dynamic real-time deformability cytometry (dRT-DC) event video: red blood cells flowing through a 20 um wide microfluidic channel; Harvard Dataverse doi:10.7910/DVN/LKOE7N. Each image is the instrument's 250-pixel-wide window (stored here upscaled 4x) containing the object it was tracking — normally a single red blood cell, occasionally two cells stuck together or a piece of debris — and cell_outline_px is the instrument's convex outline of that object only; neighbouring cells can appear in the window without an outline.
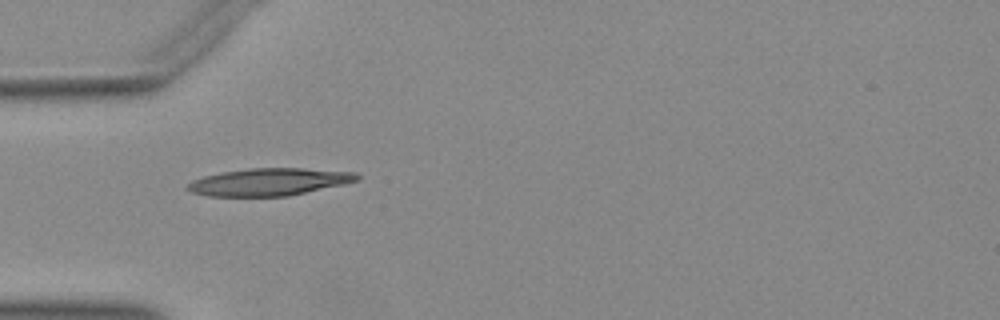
{"species": "Egyptian fruit bat (a non-hibernating species)", "species_latin": "Rousettus aegyptiacus", "temperature_condition": "warm", "stored_images_in_passage": 36, "camera_frame_rate_fps": 3000, "um_per_image_px": 0.085, "animal": {"sex": "female"}, "frame": {"image": 1, "passage_image": 1, "time_ms": 0.0, "image_size_px": [1000, 320], "cell_outline_px": [[360, 180], [344, 184], [288, 196], [208, 196], [192, 192], [184, 188], [192, 180], [204, 176], [220, 172], [248, 168], [304, 168], [356, 172], [360, 176]], "centroid_in_image_um": [22.88, 15.45], "position_along_channel_um": 62.1, "area_um2": 27.17}}
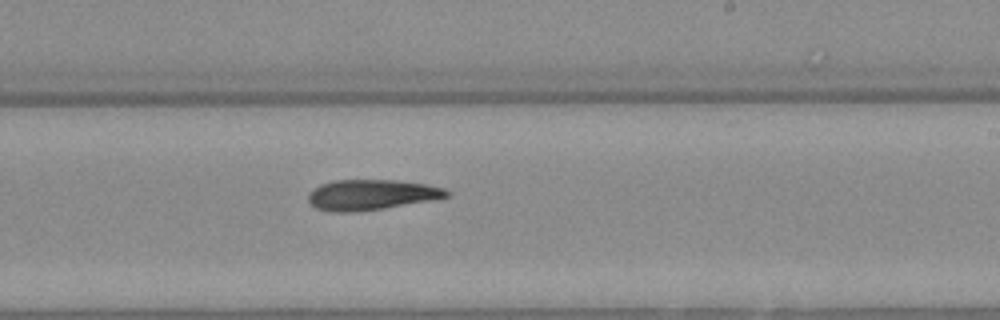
{"frame": {"image": 2, "passage_image": 16, "time_ms": 5.0, "image_size_px": [1000, 320], "cell_outline_px": [[452, 192], [448, 196], [428, 200], [384, 208], [356, 212], [332, 212], [316, 208], [308, 204], [308, 192], [312, 188], [320, 184], [336, 180], [396, 180], [428, 184], [444, 188]], "centroid_in_image_um": [31.5, 16.55], "position_along_channel_um": 257.5, "area_um2": 24.62}}
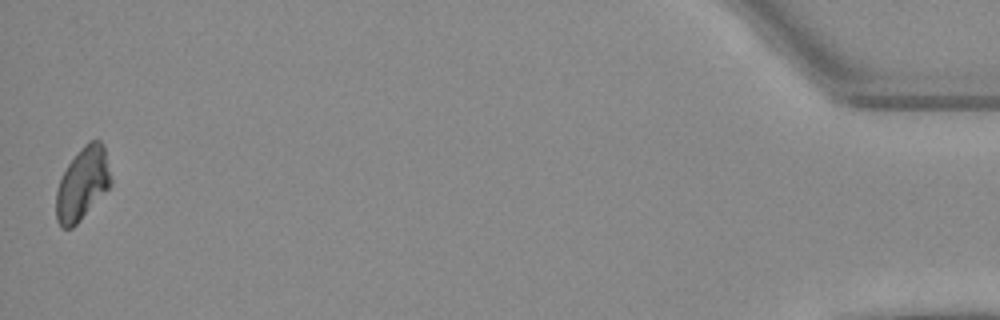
{"frame": {"image": 3, "passage_image": 36, "time_ms": 11.667, "image_size_px": [1000, 320], "cell_outline_px": [[112, 184], [80, 220], [72, 228], [60, 228], [56, 220], [56, 188], [60, 176], [68, 164], [80, 148], [88, 140], [100, 140], [104, 144], [112, 180]], "centroid_in_image_um": [6.99, 15.6], "position_along_channel_um": 428.2, "area_um2": 23.35}}